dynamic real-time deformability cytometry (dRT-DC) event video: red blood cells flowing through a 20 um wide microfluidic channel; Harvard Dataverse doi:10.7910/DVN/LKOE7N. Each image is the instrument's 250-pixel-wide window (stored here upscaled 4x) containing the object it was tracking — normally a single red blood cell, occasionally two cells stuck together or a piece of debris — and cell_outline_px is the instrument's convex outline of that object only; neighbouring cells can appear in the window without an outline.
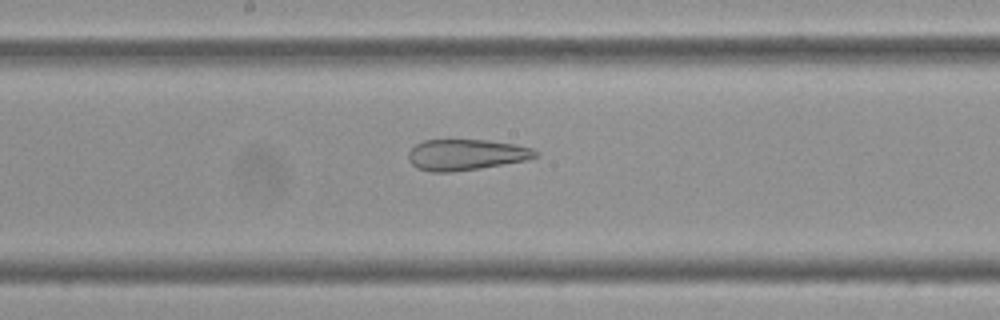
{"species": "Egyptian fruit bat (a non-hibernating species)", "species_latin": "Rousettus aegyptiacus", "temperature_condition": "cold", "stored_images_in_passage": 59, "camera_frame_rate_fps": 3000, "um_per_image_px": 0.085, "frame": {"image": 1, "passage_image": 31, "time_ms": 10.0, "image_size_px": [1000, 320], "cell_outline_px": [[540, 156], [528, 160], [480, 168], [452, 172], [432, 172], [416, 168], [408, 160], [408, 152], [416, 144], [424, 140], [488, 140], [516, 144], [532, 148], [540, 152]], "centroid_in_image_um": [39.65, 13.15], "position_along_channel_um": 208.5, "area_um2": 23.18}}
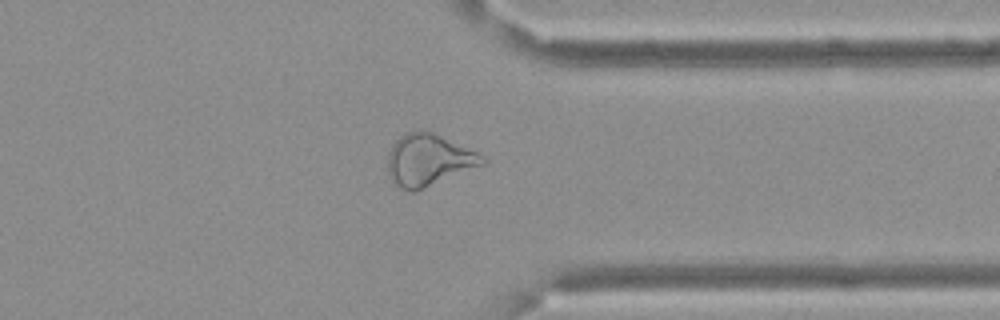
{"frame": {"image": 2, "passage_image": 46, "time_ms": 15.0, "image_size_px": [1000, 320], "cell_outline_px": [[488, 160], [484, 164], [416, 192], [412, 192], [400, 188], [392, 180], [388, 172], [388, 152], [392, 144], [400, 136], [408, 132], [432, 132], [476, 152], [484, 156]], "centroid_in_image_um": [36.41, 13.63], "position_along_channel_um": 375.0, "area_um2": 28.26}}
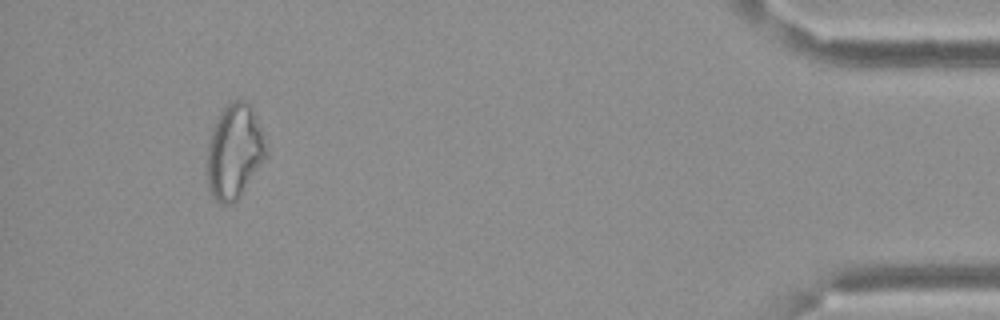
{"frame": {"image": 3, "passage_image": 55, "time_ms": 18.0, "image_size_px": [1000, 320], "cell_outline_px": [[268, 156], [236, 200], [232, 204], [224, 204], [216, 200], [212, 196], [208, 188], [208, 140], [212, 128], [216, 120], [224, 108], [232, 100], [244, 100], [252, 108], [260, 128], [268, 152]], "centroid_in_image_um": [19.92, 12.89], "position_along_channel_um": 415.3, "area_um2": 32.08}}